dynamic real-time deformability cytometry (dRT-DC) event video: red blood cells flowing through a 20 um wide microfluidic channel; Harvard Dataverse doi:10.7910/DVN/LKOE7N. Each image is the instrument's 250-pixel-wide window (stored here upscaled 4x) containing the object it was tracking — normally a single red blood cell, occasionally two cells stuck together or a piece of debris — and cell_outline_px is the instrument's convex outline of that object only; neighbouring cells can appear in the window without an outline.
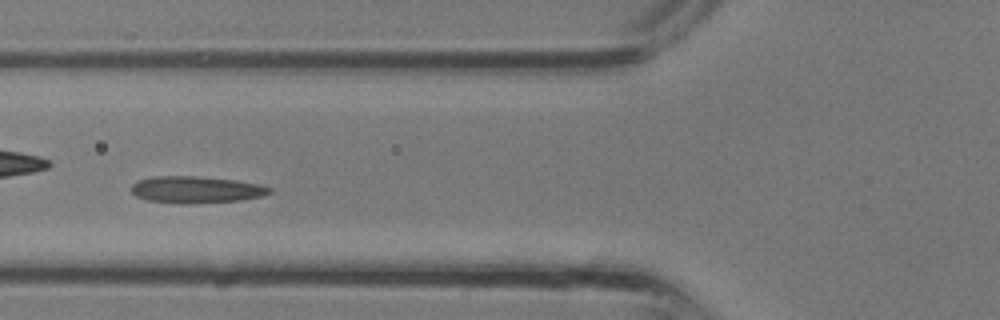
{"species": "common noctule bat (a hibernating species)", "species_latin": "Nyctalus noctula", "temperature_condition": "room temperature", "stored_images_in_passage": 30, "camera_frame_rate_fps": 3000, "um_per_image_px": 0.085, "animal": {"sex": "male", "body_mass_g": 13.3}, "frame": {"image": 1, "passage_image": 9, "time_ms": 2.667, "image_size_px": [1000, 320], "cell_outline_px": [[272, 192], [260, 196], [240, 200], [188, 204], [180, 204], [144, 200], [136, 196], [128, 188], [136, 180], [152, 176], [196, 176], [236, 180], [256, 184], [272, 188]], "centroid_in_image_um": [16.57, 16.12], "position_along_channel_um": 109.2, "area_um2": 21.79}}
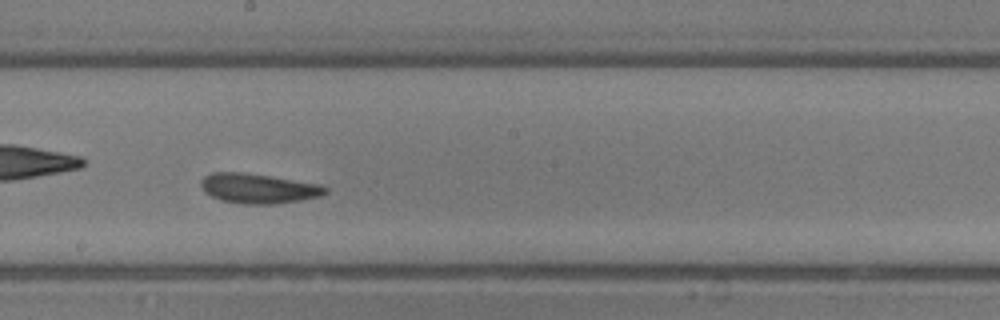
{"frame": {"image": 2, "passage_image": 15, "time_ms": 4.667, "image_size_px": [1000, 320], "cell_outline_px": [[328, 192], [320, 196], [300, 200], [272, 204], [240, 204], [220, 200], [204, 192], [200, 184], [200, 180], [204, 176], [212, 172], [244, 172], [272, 176], [320, 184], [328, 188]], "centroid_in_image_um": [21.94, 16.01], "position_along_channel_um": 226.3, "area_um2": 21.79}}
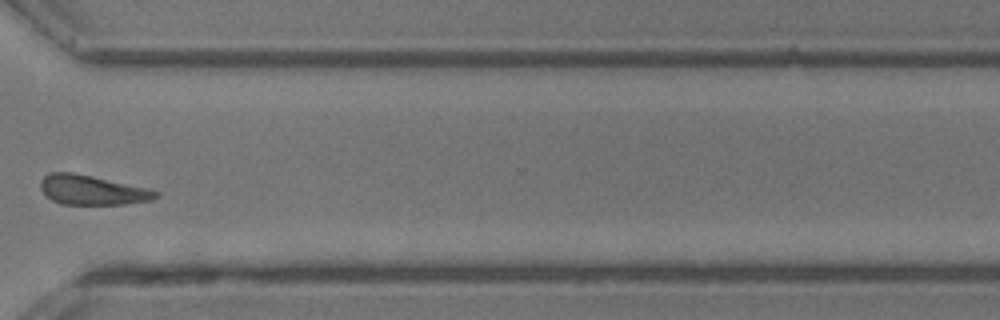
{"frame": {"image": 3, "passage_image": 22, "time_ms": 7.0, "image_size_px": [1000, 320], "cell_outline_px": [[160, 196], [152, 200], [124, 204], [60, 204], [52, 200], [40, 188], [40, 180], [48, 172], [72, 172], [92, 176], [148, 188], [160, 192]], "centroid_in_image_um": [7.84, 16.15], "position_along_channel_um": 362.8, "area_um2": 19.88}}